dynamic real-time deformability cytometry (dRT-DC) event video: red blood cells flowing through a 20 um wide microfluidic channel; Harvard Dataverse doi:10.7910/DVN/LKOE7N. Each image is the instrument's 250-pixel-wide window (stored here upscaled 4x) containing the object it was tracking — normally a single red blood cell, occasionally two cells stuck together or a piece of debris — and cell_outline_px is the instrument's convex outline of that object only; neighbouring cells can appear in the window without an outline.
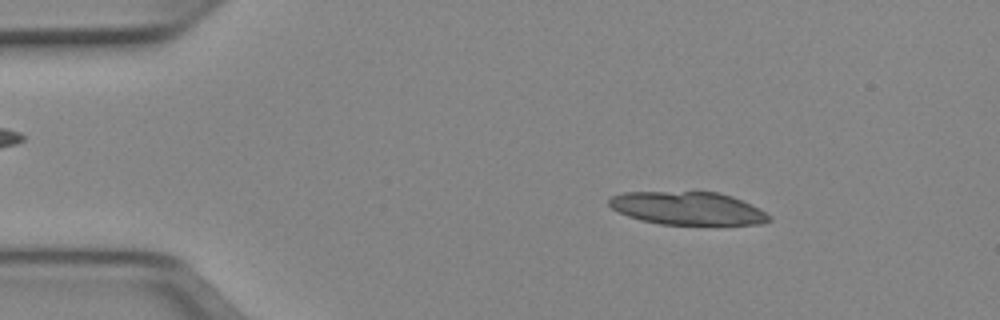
{"species": "Egyptian fruit bat (a non-hibernating species)", "species_latin": "Rousettus aegyptiacus", "temperature_condition": "cold", "stored_images_in_passage": 21, "camera_frame_rate_fps": 3000, "um_per_image_px": 0.085, "animal": {"sex": "female"}, "frame": {"image": 1, "passage_image": 7, "time_ms": 2.0, "image_size_px": [1000, 320], "cell_outline_px": [[772, 220], [764, 224], [660, 224], [628, 216], [612, 208], [608, 204], [608, 200], [612, 196], [624, 192], [720, 192], [732, 196], [752, 204], [760, 208], [772, 216]], "centroid_in_image_um": [58.51, 17.7], "position_along_channel_um": 26.5, "area_um2": 30.75}}
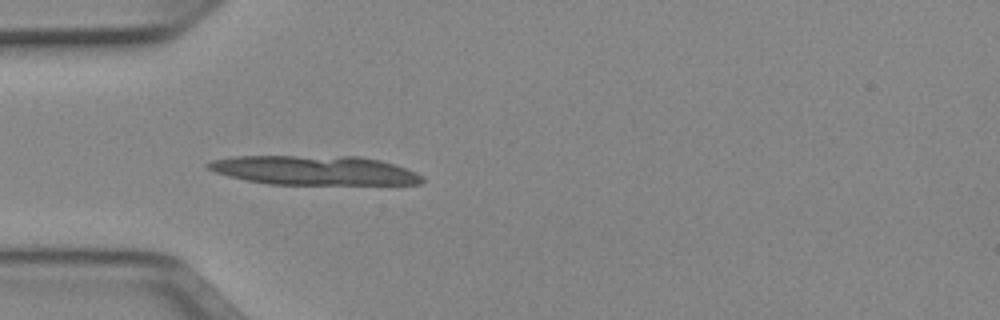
{"frame": {"image": 2, "passage_image": 14, "time_ms": 4.333, "image_size_px": [1000, 320], "cell_outline_px": [[424, 180], [420, 184], [268, 184], [228, 176], [216, 172], [208, 168], [204, 164], [212, 160], [232, 156], [356, 156], [380, 160], [408, 168], [424, 176]], "centroid_in_image_um": [26.73, 14.47], "position_along_channel_um": 58.3, "area_um2": 36.65}}